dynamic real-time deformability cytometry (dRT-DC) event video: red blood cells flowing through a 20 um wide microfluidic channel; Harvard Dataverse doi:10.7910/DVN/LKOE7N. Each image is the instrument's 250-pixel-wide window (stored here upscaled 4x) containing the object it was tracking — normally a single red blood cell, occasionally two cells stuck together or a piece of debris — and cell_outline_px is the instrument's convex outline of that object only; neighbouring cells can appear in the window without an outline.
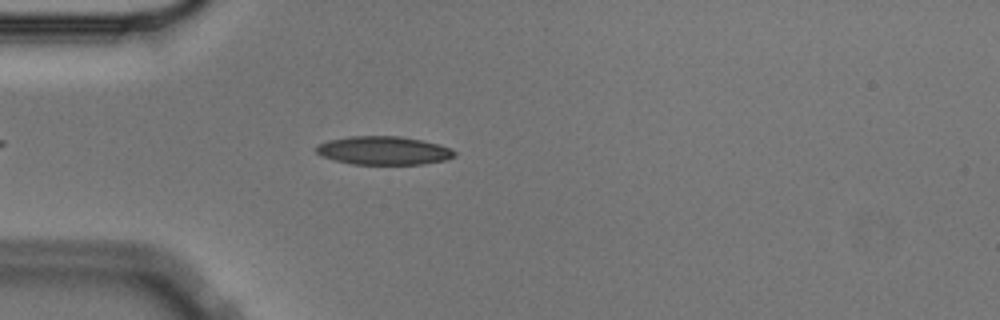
{"species": "Egyptian fruit bat (a non-hibernating species)", "species_latin": "Rousettus aegyptiacus", "temperature_condition": "cold", "stored_images_in_passage": 44, "camera_frame_rate_fps": 3000, "um_per_image_px": 0.085, "animal": {"sex": "male"}, "frame": {"image": 1, "passage_image": 7, "time_ms": 2.0, "image_size_px": [1000, 320], "cell_outline_px": [[456, 156], [448, 160], [424, 164], [352, 164], [320, 156], [316, 152], [316, 144], [328, 140], [348, 136], [400, 136], [424, 140], [440, 144], [452, 148], [456, 152]], "centroid_in_image_um": [32.64, 12.79], "position_along_channel_um": 52.4, "area_um2": 23.29}}
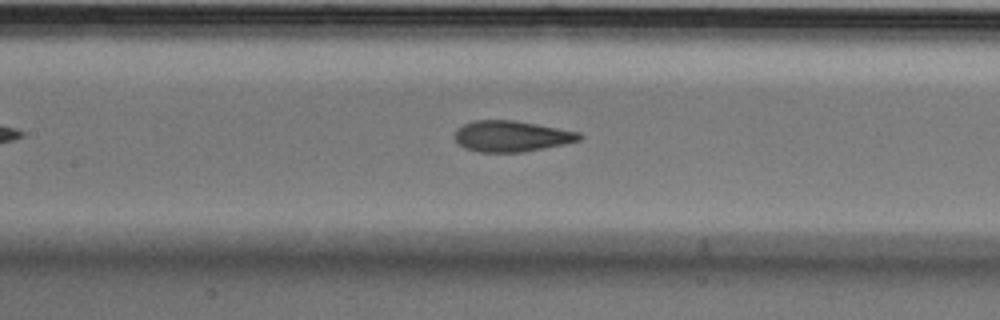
{"frame": {"image": 2, "passage_image": 17, "time_ms": 5.333, "image_size_px": [1000, 320], "cell_outline_px": [[584, 136], [580, 140], [564, 144], [544, 148], [520, 152], [480, 152], [464, 148], [452, 136], [456, 128], [472, 120], [516, 120], [580, 132]], "centroid_in_image_um": [43.45, 11.57], "position_along_channel_um": 163.9, "area_um2": 22.66}}
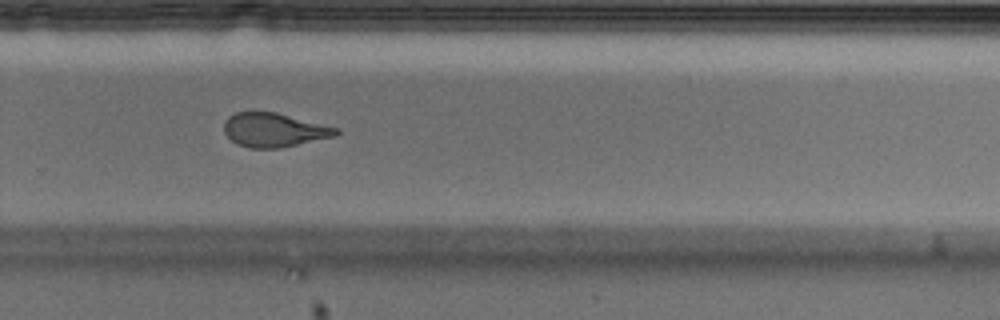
{"frame": {"image": 3, "passage_image": 29, "time_ms": 9.333, "image_size_px": [1000, 320], "cell_outline_px": [[340, 132], [336, 136], [280, 148], [248, 148], [236, 144], [224, 132], [224, 120], [228, 116], [236, 112], [276, 112], [340, 128]], "centroid_in_image_um": [23.3, 11.05], "position_along_channel_um": 306.5, "area_um2": 22.31}, "authors_computed_cell_mechanics": {"area_um2": 23.0911, "velocity_mm_per_s": 3.5832, "shape_relaxation_time_tau1_ms": 4.9267, "shape_relaxation_time_tau2_ms": 1.6253, "deformation_change_tau1": 0.1718, "deformation_change_tau2": 0.0777}}